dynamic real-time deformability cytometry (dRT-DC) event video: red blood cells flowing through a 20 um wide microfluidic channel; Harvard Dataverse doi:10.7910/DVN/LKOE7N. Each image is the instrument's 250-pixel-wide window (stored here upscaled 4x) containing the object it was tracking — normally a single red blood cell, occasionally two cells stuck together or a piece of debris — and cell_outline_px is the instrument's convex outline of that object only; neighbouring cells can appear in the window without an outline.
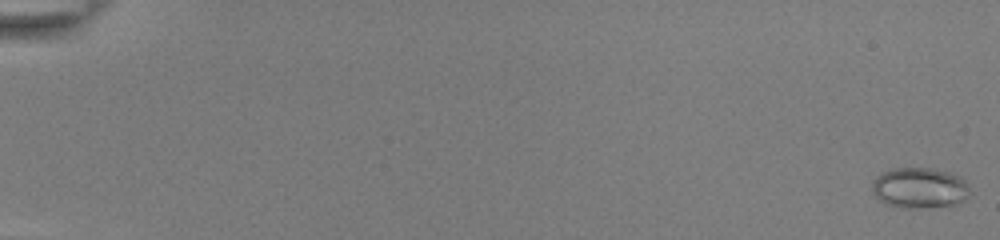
{"species": "common noctule bat (a hibernating species)", "species_latin": "Nyctalus noctula", "temperature_condition": "room temperature", "stored_images_in_passage": 54, "camera_frame_rate_fps": 3000, "um_per_image_px": 0.085, "animal": {"sex": "female", "body_mass_g": 22.0, "forearm_length_mm": 56.7}, "frame": {"image": 1, "passage_image": 1, "time_ms": 0.0, "image_size_px": [1000, 240], "cell_outline_px": [[972, 192], [964, 200], [956, 204], [920, 208], [900, 208], [884, 204], [872, 192], [872, 180], [876, 176], [884, 172], [896, 168], [932, 168], [952, 172], [960, 176], [968, 184]], "centroid_in_image_um": [78.18, 15.97], "position_along_channel_um": 6.8, "area_um2": 23.52}}
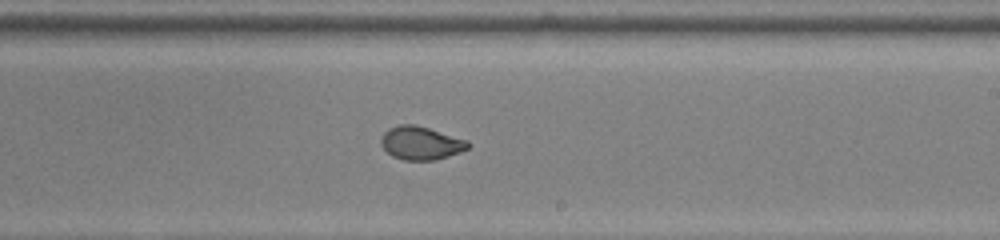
{"frame": {"image": 2, "passage_image": 35, "time_ms": 11.333, "image_size_px": [1000, 240], "cell_outline_px": [[472, 144], [468, 148], [460, 152], [436, 160], [404, 160], [392, 156], [380, 144], [380, 136], [388, 128], [400, 124], [416, 124], [468, 140]], "centroid_in_image_um": [35.77, 12.15], "position_along_channel_um": 253.2, "area_um2": 17.05}}
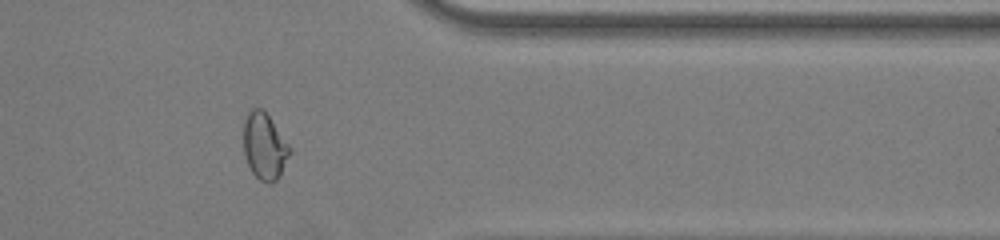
{"frame": {"image": 3, "passage_image": 46, "time_ms": 15.0, "image_size_px": [1000, 240], "cell_outline_px": [[292, 152], [280, 176], [276, 180], [268, 184], [260, 180], [252, 172], [248, 164], [244, 152], [244, 120], [248, 112], [252, 108], [264, 108], [292, 148]], "centroid_in_image_um": [22.51, 12.41], "position_along_channel_um": 388.9, "area_um2": 18.21}, "authors_computed_cell_mechanics": {"area_um2": 18.8139, "velocity_mm_per_s": 3.8984, "shape_relaxation_time_tau1_ms": 9.7203, "shape_relaxation_time_tau2_ms": 0.7758, "deformation_change_tau1": 0.2547, "deformation_change_tau2": 0.044}}